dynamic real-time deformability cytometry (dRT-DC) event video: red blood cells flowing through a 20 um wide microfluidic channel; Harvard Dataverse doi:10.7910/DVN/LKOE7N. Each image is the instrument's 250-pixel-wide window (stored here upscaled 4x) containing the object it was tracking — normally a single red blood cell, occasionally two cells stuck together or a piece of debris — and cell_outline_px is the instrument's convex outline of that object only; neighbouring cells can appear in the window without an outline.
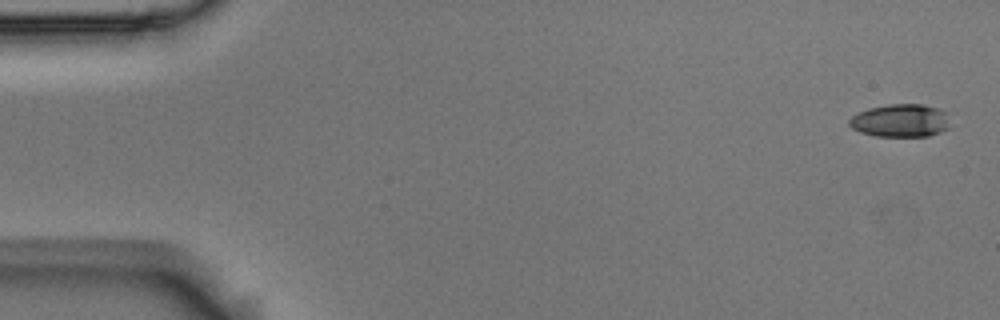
{"species": "Egyptian fruit bat (a non-hibernating species)", "species_latin": "Rousettus aegyptiacus", "temperature_condition": "room temperature", "stored_images_in_passage": 8, "camera_frame_rate_fps": 3000, "um_per_image_px": 0.085, "animal": {"sex": "male"}, "frame": {"image": 1, "passage_image": 1, "time_ms": 0.0, "image_size_px": [1000, 320], "cell_outline_px": [[952, 128], [928, 136], [876, 136], [860, 132], [852, 128], [848, 124], [848, 120], [852, 116], [868, 108], [888, 104], [924, 104], [936, 108], [944, 112]], "centroid_in_image_um": [76.54, 10.25], "position_along_channel_um": 8.5, "area_um2": 19.42}}
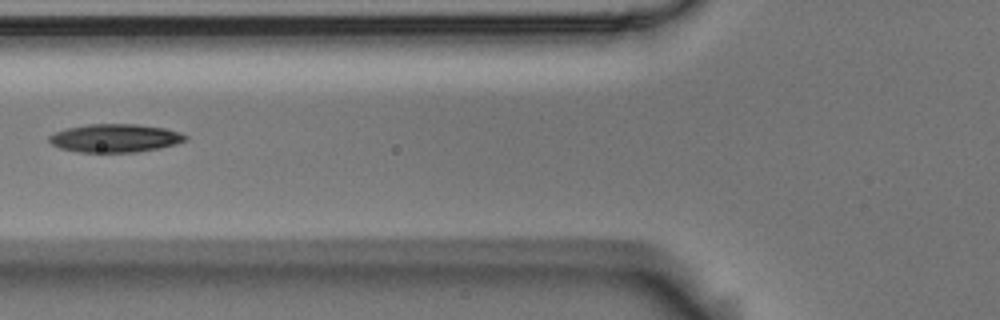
{"frame": {"image": 2, "passage_image": 6, "time_ms": 1.667, "image_size_px": [1000, 320], "cell_outline_px": [[188, 140], [176, 144], [160, 148], [136, 152], [80, 152], [60, 148], [52, 144], [48, 140], [48, 136], [56, 132], [68, 128], [88, 124], [136, 124], [164, 128], [180, 132], [188, 136]], "centroid_in_image_um": [9.81, 11.74], "position_along_channel_um": 116.0, "area_um2": 22.43}}
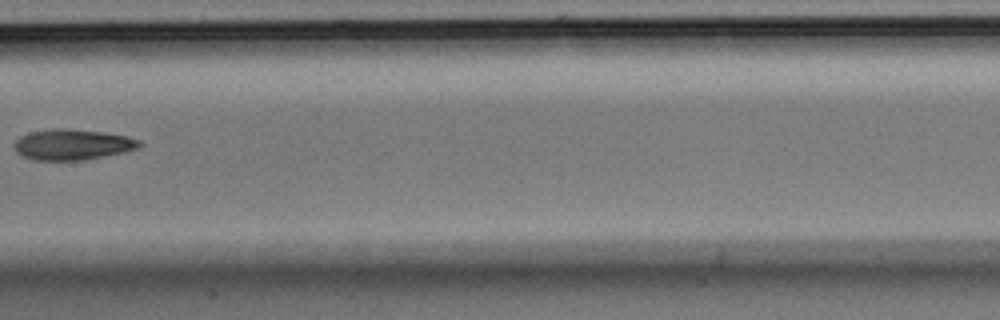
{"frame": {"image": 3, "passage_image": 8, "time_ms": 2.333, "image_size_px": [1000, 320], "cell_outline_px": [[144, 144], [136, 148], [124, 152], [84, 160], [36, 160], [20, 156], [16, 152], [12, 144], [20, 136], [28, 132], [52, 128], [68, 128], [104, 132], [128, 136], [140, 140]], "centroid_in_image_um": [6.13, 12.27], "position_along_channel_um": 201.3, "area_um2": 22.72}}